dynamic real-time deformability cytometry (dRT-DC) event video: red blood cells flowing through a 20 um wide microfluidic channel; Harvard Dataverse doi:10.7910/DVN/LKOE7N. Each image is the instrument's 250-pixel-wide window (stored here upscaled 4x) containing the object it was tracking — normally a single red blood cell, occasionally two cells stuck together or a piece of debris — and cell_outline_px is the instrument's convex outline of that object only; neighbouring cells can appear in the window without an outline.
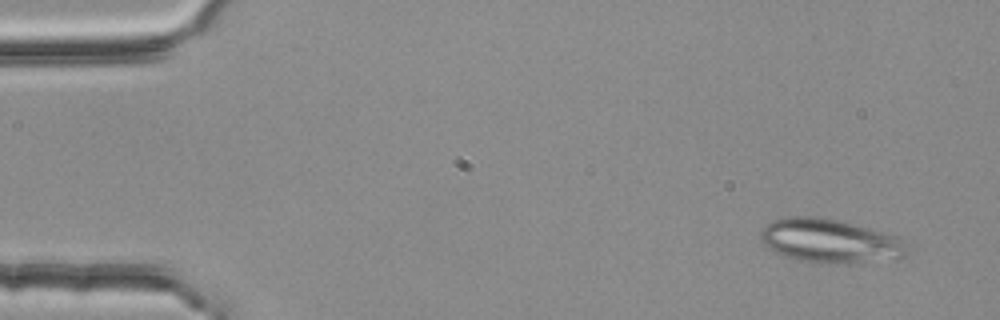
{"species": "common noctule bat (a hibernating species)", "species_latin": "Nyctalus noctula", "temperature_condition": "room temperature", "stored_images_in_passage": 4, "camera_frame_rate_fps": 3000, "um_per_image_px": 0.085, "animal": {"sex": "female", "body_mass_g": 25.1}, "frame": {"image": 1, "passage_image": 1, "time_ms": 0.0, "image_size_px": [1000, 320], "cell_outline_px": [[904, 256], [852, 264], [820, 264], [796, 260], [784, 256], [768, 248], [760, 240], [760, 228], [764, 224], [772, 220], [788, 216], [820, 216], [840, 220], [884, 232], [896, 236], [904, 240]], "centroid_in_image_um": [70.44, 20.47], "position_along_channel_um": 14.6, "area_um2": 37.86}}